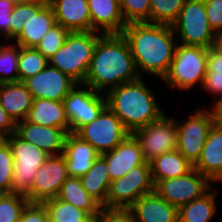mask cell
I'll return each mask as SVG.
<instances>
[{
  "instance_id": "cell-35",
  "label": "cell",
  "mask_w": 222,
  "mask_h": 222,
  "mask_svg": "<svg viewBox=\"0 0 222 222\" xmlns=\"http://www.w3.org/2000/svg\"><path fill=\"white\" fill-rule=\"evenodd\" d=\"M28 198L14 193H5L0 199V222H18Z\"/></svg>"
},
{
  "instance_id": "cell-18",
  "label": "cell",
  "mask_w": 222,
  "mask_h": 222,
  "mask_svg": "<svg viewBox=\"0 0 222 222\" xmlns=\"http://www.w3.org/2000/svg\"><path fill=\"white\" fill-rule=\"evenodd\" d=\"M91 15V31L122 34L126 27L119 0H87Z\"/></svg>"
},
{
  "instance_id": "cell-19",
  "label": "cell",
  "mask_w": 222,
  "mask_h": 222,
  "mask_svg": "<svg viewBox=\"0 0 222 222\" xmlns=\"http://www.w3.org/2000/svg\"><path fill=\"white\" fill-rule=\"evenodd\" d=\"M56 24L69 32L91 31V15L87 0H52Z\"/></svg>"
},
{
  "instance_id": "cell-17",
  "label": "cell",
  "mask_w": 222,
  "mask_h": 222,
  "mask_svg": "<svg viewBox=\"0 0 222 222\" xmlns=\"http://www.w3.org/2000/svg\"><path fill=\"white\" fill-rule=\"evenodd\" d=\"M15 133L21 139L41 148L48 155L63 154L68 134L63 128L42 126L26 120L16 123Z\"/></svg>"
},
{
  "instance_id": "cell-8",
  "label": "cell",
  "mask_w": 222,
  "mask_h": 222,
  "mask_svg": "<svg viewBox=\"0 0 222 222\" xmlns=\"http://www.w3.org/2000/svg\"><path fill=\"white\" fill-rule=\"evenodd\" d=\"M172 28L179 44L213 47L215 32L209 25L204 0H185Z\"/></svg>"
},
{
  "instance_id": "cell-2",
  "label": "cell",
  "mask_w": 222,
  "mask_h": 222,
  "mask_svg": "<svg viewBox=\"0 0 222 222\" xmlns=\"http://www.w3.org/2000/svg\"><path fill=\"white\" fill-rule=\"evenodd\" d=\"M140 78L129 44L122 34H102L96 44L84 85L106 93Z\"/></svg>"
},
{
  "instance_id": "cell-25",
  "label": "cell",
  "mask_w": 222,
  "mask_h": 222,
  "mask_svg": "<svg viewBox=\"0 0 222 222\" xmlns=\"http://www.w3.org/2000/svg\"><path fill=\"white\" fill-rule=\"evenodd\" d=\"M150 166L154 185L161 180L184 176L193 169V164L177 149L157 156Z\"/></svg>"
},
{
  "instance_id": "cell-48",
  "label": "cell",
  "mask_w": 222,
  "mask_h": 222,
  "mask_svg": "<svg viewBox=\"0 0 222 222\" xmlns=\"http://www.w3.org/2000/svg\"><path fill=\"white\" fill-rule=\"evenodd\" d=\"M217 114H222V103L216 107Z\"/></svg>"
},
{
  "instance_id": "cell-12",
  "label": "cell",
  "mask_w": 222,
  "mask_h": 222,
  "mask_svg": "<svg viewBox=\"0 0 222 222\" xmlns=\"http://www.w3.org/2000/svg\"><path fill=\"white\" fill-rule=\"evenodd\" d=\"M139 141L146 162L177 149V127L175 117L163 114L159 119L133 133Z\"/></svg>"
},
{
  "instance_id": "cell-14",
  "label": "cell",
  "mask_w": 222,
  "mask_h": 222,
  "mask_svg": "<svg viewBox=\"0 0 222 222\" xmlns=\"http://www.w3.org/2000/svg\"><path fill=\"white\" fill-rule=\"evenodd\" d=\"M31 92L33 99L63 101L77 84L68 75L48 64L36 75L22 82Z\"/></svg>"
},
{
  "instance_id": "cell-32",
  "label": "cell",
  "mask_w": 222,
  "mask_h": 222,
  "mask_svg": "<svg viewBox=\"0 0 222 222\" xmlns=\"http://www.w3.org/2000/svg\"><path fill=\"white\" fill-rule=\"evenodd\" d=\"M49 64L48 60L35 47L19 46L18 75L23 82L42 71Z\"/></svg>"
},
{
  "instance_id": "cell-41",
  "label": "cell",
  "mask_w": 222,
  "mask_h": 222,
  "mask_svg": "<svg viewBox=\"0 0 222 222\" xmlns=\"http://www.w3.org/2000/svg\"><path fill=\"white\" fill-rule=\"evenodd\" d=\"M28 4L15 5L11 13L10 42H13L22 32V27L28 21Z\"/></svg>"
},
{
  "instance_id": "cell-43",
  "label": "cell",
  "mask_w": 222,
  "mask_h": 222,
  "mask_svg": "<svg viewBox=\"0 0 222 222\" xmlns=\"http://www.w3.org/2000/svg\"><path fill=\"white\" fill-rule=\"evenodd\" d=\"M210 27L216 33L222 30V0H204Z\"/></svg>"
},
{
  "instance_id": "cell-39",
  "label": "cell",
  "mask_w": 222,
  "mask_h": 222,
  "mask_svg": "<svg viewBox=\"0 0 222 222\" xmlns=\"http://www.w3.org/2000/svg\"><path fill=\"white\" fill-rule=\"evenodd\" d=\"M106 207L129 208V185L125 176L111 181Z\"/></svg>"
},
{
  "instance_id": "cell-11",
  "label": "cell",
  "mask_w": 222,
  "mask_h": 222,
  "mask_svg": "<svg viewBox=\"0 0 222 222\" xmlns=\"http://www.w3.org/2000/svg\"><path fill=\"white\" fill-rule=\"evenodd\" d=\"M75 134L90 143L101 155L112 151L130 133L124 128L121 120L106 106L95 120L82 126Z\"/></svg>"
},
{
  "instance_id": "cell-40",
  "label": "cell",
  "mask_w": 222,
  "mask_h": 222,
  "mask_svg": "<svg viewBox=\"0 0 222 222\" xmlns=\"http://www.w3.org/2000/svg\"><path fill=\"white\" fill-rule=\"evenodd\" d=\"M95 222H135V219L130 208L101 206Z\"/></svg>"
},
{
  "instance_id": "cell-36",
  "label": "cell",
  "mask_w": 222,
  "mask_h": 222,
  "mask_svg": "<svg viewBox=\"0 0 222 222\" xmlns=\"http://www.w3.org/2000/svg\"><path fill=\"white\" fill-rule=\"evenodd\" d=\"M126 24L150 23V0H119Z\"/></svg>"
},
{
  "instance_id": "cell-26",
  "label": "cell",
  "mask_w": 222,
  "mask_h": 222,
  "mask_svg": "<svg viewBox=\"0 0 222 222\" xmlns=\"http://www.w3.org/2000/svg\"><path fill=\"white\" fill-rule=\"evenodd\" d=\"M82 187L101 206L106 207V199L111 183L106 160L100 155L91 169L80 177Z\"/></svg>"
},
{
  "instance_id": "cell-3",
  "label": "cell",
  "mask_w": 222,
  "mask_h": 222,
  "mask_svg": "<svg viewBox=\"0 0 222 222\" xmlns=\"http://www.w3.org/2000/svg\"><path fill=\"white\" fill-rule=\"evenodd\" d=\"M144 79L140 77L136 81L123 83L105 93L106 106L130 134L165 113L157 102L156 92L145 84Z\"/></svg>"
},
{
  "instance_id": "cell-34",
  "label": "cell",
  "mask_w": 222,
  "mask_h": 222,
  "mask_svg": "<svg viewBox=\"0 0 222 222\" xmlns=\"http://www.w3.org/2000/svg\"><path fill=\"white\" fill-rule=\"evenodd\" d=\"M185 0H150V23L172 25Z\"/></svg>"
},
{
  "instance_id": "cell-6",
  "label": "cell",
  "mask_w": 222,
  "mask_h": 222,
  "mask_svg": "<svg viewBox=\"0 0 222 222\" xmlns=\"http://www.w3.org/2000/svg\"><path fill=\"white\" fill-rule=\"evenodd\" d=\"M186 119H175L177 127V150L193 165L200 158L208 134L217 122L216 108L204 107L194 110Z\"/></svg>"
},
{
  "instance_id": "cell-13",
  "label": "cell",
  "mask_w": 222,
  "mask_h": 222,
  "mask_svg": "<svg viewBox=\"0 0 222 222\" xmlns=\"http://www.w3.org/2000/svg\"><path fill=\"white\" fill-rule=\"evenodd\" d=\"M68 177L64 155H50L34 177L30 189V203H43L56 198Z\"/></svg>"
},
{
  "instance_id": "cell-15",
  "label": "cell",
  "mask_w": 222,
  "mask_h": 222,
  "mask_svg": "<svg viewBox=\"0 0 222 222\" xmlns=\"http://www.w3.org/2000/svg\"><path fill=\"white\" fill-rule=\"evenodd\" d=\"M28 21L13 41L21 47H36L44 35L56 24L52 6L43 1L28 3Z\"/></svg>"
},
{
  "instance_id": "cell-27",
  "label": "cell",
  "mask_w": 222,
  "mask_h": 222,
  "mask_svg": "<svg viewBox=\"0 0 222 222\" xmlns=\"http://www.w3.org/2000/svg\"><path fill=\"white\" fill-rule=\"evenodd\" d=\"M56 198L74 205L76 208L96 217L101 205L82 187L78 177L69 176L62 184Z\"/></svg>"
},
{
  "instance_id": "cell-7",
  "label": "cell",
  "mask_w": 222,
  "mask_h": 222,
  "mask_svg": "<svg viewBox=\"0 0 222 222\" xmlns=\"http://www.w3.org/2000/svg\"><path fill=\"white\" fill-rule=\"evenodd\" d=\"M4 139L8 142L14 159L11 193L26 196L30 203V189L34 177L50 155L21 139L16 133Z\"/></svg>"
},
{
  "instance_id": "cell-9",
  "label": "cell",
  "mask_w": 222,
  "mask_h": 222,
  "mask_svg": "<svg viewBox=\"0 0 222 222\" xmlns=\"http://www.w3.org/2000/svg\"><path fill=\"white\" fill-rule=\"evenodd\" d=\"M63 105L69 121V133H76L97 118L106 107V98L104 93L84 84H76L63 99Z\"/></svg>"
},
{
  "instance_id": "cell-33",
  "label": "cell",
  "mask_w": 222,
  "mask_h": 222,
  "mask_svg": "<svg viewBox=\"0 0 222 222\" xmlns=\"http://www.w3.org/2000/svg\"><path fill=\"white\" fill-rule=\"evenodd\" d=\"M18 57L19 45L4 41L0 44V84L19 82Z\"/></svg>"
},
{
  "instance_id": "cell-5",
  "label": "cell",
  "mask_w": 222,
  "mask_h": 222,
  "mask_svg": "<svg viewBox=\"0 0 222 222\" xmlns=\"http://www.w3.org/2000/svg\"><path fill=\"white\" fill-rule=\"evenodd\" d=\"M208 48L177 44L174 58L162 81L172 90L190 91L200 85L207 72Z\"/></svg>"
},
{
  "instance_id": "cell-50",
  "label": "cell",
  "mask_w": 222,
  "mask_h": 222,
  "mask_svg": "<svg viewBox=\"0 0 222 222\" xmlns=\"http://www.w3.org/2000/svg\"><path fill=\"white\" fill-rule=\"evenodd\" d=\"M5 192L0 190V199L4 196Z\"/></svg>"
},
{
  "instance_id": "cell-44",
  "label": "cell",
  "mask_w": 222,
  "mask_h": 222,
  "mask_svg": "<svg viewBox=\"0 0 222 222\" xmlns=\"http://www.w3.org/2000/svg\"><path fill=\"white\" fill-rule=\"evenodd\" d=\"M15 4L0 0V36L4 42H10L11 13Z\"/></svg>"
},
{
  "instance_id": "cell-23",
  "label": "cell",
  "mask_w": 222,
  "mask_h": 222,
  "mask_svg": "<svg viewBox=\"0 0 222 222\" xmlns=\"http://www.w3.org/2000/svg\"><path fill=\"white\" fill-rule=\"evenodd\" d=\"M32 101L31 92L22 82L0 84V104L15 123L26 119Z\"/></svg>"
},
{
  "instance_id": "cell-42",
  "label": "cell",
  "mask_w": 222,
  "mask_h": 222,
  "mask_svg": "<svg viewBox=\"0 0 222 222\" xmlns=\"http://www.w3.org/2000/svg\"><path fill=\"white\" fill-rule=\"evenodd\" d=\"M18 222H49L45 206L42 203H28Z\"/></svg>"
},
{
  "instance_id": "cell-24",
  "label": "cell",
  "mask_w": 222,
  "mask_h": 222,
  "mask_svg": "<svg viewBox=\"0 0 222 222\" xmlns=\"http://www.w3.org/2000/svg\"><path fill=\"white\" fill-rule=\"evenodd\" d=\"M26 121L42 126L63 128L69 133L63 101L33 99Z\"/></svg>"
},
{
  "instance_id": "cell-45",
  "label": "cell",
  "mask_w": 222,
  "mask_h": 222,
  "mask_svg": "<svg viewBox=\"0 0 222 222\" xmlns=\"http://www.w3.org/2000/svg\"><path fill=\"white\" fill-rule=\"evenodd\" d=\"M16 131V123L0 104V138H6Z\"/></svg>"
},
{
  "instance_id": "cell-46",
  "label": "cell",
  "mask_w": 222,
  "mask_h": 222,
  "mask_svg": "<svg viewBox=\"0 0 222 222\" xmlns=\"http://www.w3.org/2000/svg\"><path fill=\"white\" fill-rule=\"evenodd\" d=\"M213 48L222 54V30L215 33Z\"/></svg>"
},
{
  "instance_id": "cell-38",
  "label": "cell",
  "mask_w": 222,
  "mask_h": 222,
  "mask_svg": "<svg viewBox=\"0 0 222 222\" xmlns=\"http://www.w3.org/2000/svg\"><path fill=\"white\" fill-rule=\"evenodd\" d=\"M14 159L11 148L4 138H0V190L11 193Z\"/></svg>"
},
{
  "instance_id": "cell-31",
  "label": "cell",
  "mask_w": 222,
  "mask_h": 222,
  "mask_svg": "<svg viewBox=\"0 0 222 222\" xmlns=\"http://www.w3.org/2000/svg\"><path fill=\"white\" fill-rule=\"evenodd\" d=\"M129 185V208L142 196L154 191L151 166L149 162L131 169L126 175Z\"/></svg>"
},
{
  "instance_id": "cell-51",
  "label": "cell",
  "mask_w": 222,
  "mask_h": 222,
  "mask_svg": "<svg viewBox=\"0 0 222 222\" xmlns=\"http://www.w3.org/2000/svg\"><path fill=\"white\" fill-rule=\"evenodd\" d=\"M40 1H43V2H45L47 4H49L52 0H40Z\"/></svg>"
},
{
  "instance_id": "cell-29",
  "label": "cell",
  "mask_w": 222,
  "mask_h": 222,
  "mask_svg": "<svg viewBox=\"0 0 222 222\" xmlns=\"http://www.w3.org/2000/svg\"><path fill=\"white\" fill-rule=\"evenodd\" d=\"M206 66L207 72L201 90L205 91V94L214 96L212 107L216 108L222 103V54L213 47L208 48Z\"/></svg>"
},
{
  "instance_id": "cell-1",
  "label": "cell",
  "mask_w": 222,
  "mask_h": 222,
  "mask_svg": "<svg viewBox=\"0 0 222 222\" xmlns=\"http://www.w3.org/2000/svg\"><path fill=\"white\" fill-rule=\"evenodd\" d=\"M122 35L127 40L140 77L145 74L160 80L167 74L178 44L172 25L130 23Z\"/></svg>"
},
{
  "instance_id": "cell-47",
  "label": "cell",
  "mask_w": 222,
  "mask_h": 222,
  "mask_svg": "<svg viewBox=\"0 0 222 222\" xmlns=\"http://www.w3.org/2000/svg\"><path fill=\"white\" fill-rule=\"evenodd\" d=\"M8 1L12 2L15 5H20V4H28V3L38 2L40 0H8Z\"/></svg>"
},
{
  "instance_id": "cell-37",
  "label": "cell",
  "mask_w": 222,
  "mask_h": 222,
  "mask_svg": "<svg viewBox=\"0 0 222 222\" xmlns=\"http://www.w3.org/2000/svg\"><path fill=\"white\" fill-rule=\"evenodd\" d=\"M70 32L62 25L55 24L35 47L47 60H49L63 45Z\"/></svg>"
},
{
  "instance_id": "cell-21",
  "label": "cell",
  "mask_w": 222,
  "mask_h": 222,
  "mask_svg": "<svg viewBox=\"0 0 222 222\" xmlns=\"http://www.w3.org/2000/svg\"><path fill=\"white\" fill-rule=\"evenodd\" d=\"M63 155L68 175L78 178L86 174L100 156L90 143L71 132L66 136Z\"/></svg>"
},
{
  "instance_id": "cell-30",
  "label": "cell",
  "mask_w": 222,
  "mask_h": 222,
  "mask_svg": "<svg viewBox=\"0 0 222 222\" xmlns=\"http://www.w3.org/2000/svg\"><path fill=\"white\" fill-rule=\"evenodd\" d=\"M42 204L49 222H95V217L59 198L45 200Z\"/></svg>"
},
{
  "instance_id": "cell-10",
  "label": "cell",
  "mask_w": 222,
  "mask_h": 222,
  "mask_svg": "<svg viewBox=\"0 0 222 222\" xmlns=\"http://www.w3.org/2000/svg\"><path fill=\"white\" fill-rule=\"evenodd\" d=\"M213 182L196 169L186 175L158 181L154 191L179 209L180 207L203 197L213 187Z\"/></svg>"
},
{
  "instance_id": "cell-20",
  "label": "cell",
  "mask_w": 222,
  "mask_h": 222,
  "mask_svg": "<svg viewBox=\"0 0 222 222\" xmlns=\"http://www.w3.org/2000/svg\"><path fill=\"white\" fill-rule=\"evenodd\" d=\"M193 168L214 184L222 183V125L218 121L211 128L201 156Z\"/></svg>"
},
{
  "instance_id": "cell-49",
  "label": "cell",
  "mask_w": 222,
  "mask_h": 222,
  "mask_svg": "<svg viewBox=\"0 0 222 222\" xmlns=\"http://www.w3.org/2000/svg\"><path fill=\"white\" fill-rule=\"evenodd\" d=\"M217 121L222 125V114H217Z\"/></svg>"
},
{
  "instance_id": "cell-4",
  "label": "cell",
  "mask_w": 222,
  "mask_h": 222,
  "mask_svg": "<svg viewBox=\"0 0 222 222\" xmlns=\"http://www.w3.org/2000/svg\"><path fill=\"white\" fill-rule=\"evenodd\" d=\"M102 33L70 32L62 47L48 60L49 64L68 75L77 84H84L91 59Z\"/></svg>"
},
{
  "instance_id": "cell-16",
  "label": "cell",
  "mask_w": 222,
  "mask_h": 222,
  "mask_svg": "<svg viewBox=\"0 0 222 222\" xmlns=\"http://www.w3.org/2000/svg\"><path fill=\"white\" fill-rule=\"evenodd\" d=\"M101 156L106 160L111 181L125 176L134 167L145 163L139 141L129 134L112 151Z\"/></svg>"
},
{
  "instance_id": "cell-22",
  "label": "cell",
  "mask_w": 222,
  "mask_h": 222,
  "mask_svg": "<svg viewBox=\"0 0 222 222\" xmlns=\"http://www.w3.org/2000/svg\"><path fill=\"white\" fill-rule=\"evenodd\" d=\"M130 209L135 222H178V209L155 191L142 196Z\"/></svg>"
},
{
  "instance_id": "cell-28",
  "label": "cell",
  "mask_w": 222,
  "mask_h": 222,
  "mask_svg": "<svg viewBox=\"0 0 222 222\" xmlns=\"http://www.w3.org/2000/svg\"><path fill=\"white\" fill-rule=\"evenodd\" d=\"M216 188L178 209V222H210L218 211Z\"/></svg>"
}]
</instances>
